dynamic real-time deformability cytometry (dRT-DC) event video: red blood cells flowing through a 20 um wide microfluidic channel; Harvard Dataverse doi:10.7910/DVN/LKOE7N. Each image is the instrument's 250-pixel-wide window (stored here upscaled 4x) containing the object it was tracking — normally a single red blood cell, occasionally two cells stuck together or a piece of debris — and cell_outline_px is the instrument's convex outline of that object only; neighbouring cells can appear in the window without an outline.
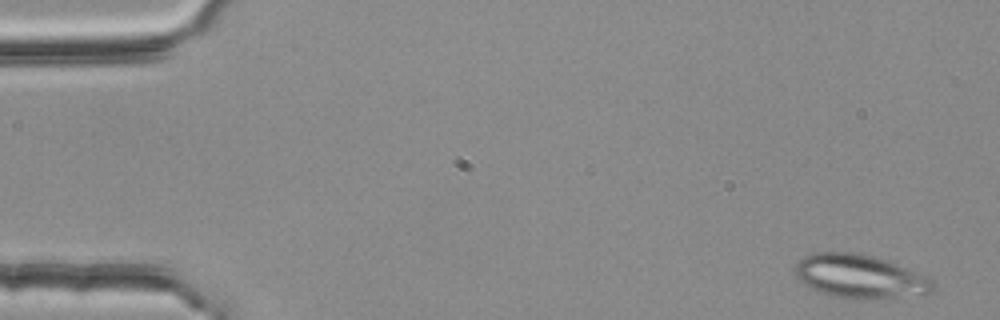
{"species": "common noctule bat (a hibernating species)", "species_latin": "Nyctalus noctula", "temperature_condition": "room temperature", "stored_images_in_passage": 51, "segment_of_instrument_passage": [1, 2], "camera_frame_rate_fps": 3000, "um_per_image_px": 0.085, "animal": {"sex": "female", "body_mass_g": 25.1}, "frame": {"image": 1, "passage_image": 2, "time_ms": 0.333, "image_size_px": [1000, 320], "cell_outline_px": [[936, 284], [932, 292], [868, 300], [856, 300], [832, 296], [820, 292], [804, 284], [796, 276], [796, 264], [804, 256], [816, 252], [852, 252], [872, 256], [896, 264], [924, 276], [932, 280]], "centroid_in_image_um": [73.05, 23.51], "position_along_channel_um": 12.0, "area_um2": 34.62}}